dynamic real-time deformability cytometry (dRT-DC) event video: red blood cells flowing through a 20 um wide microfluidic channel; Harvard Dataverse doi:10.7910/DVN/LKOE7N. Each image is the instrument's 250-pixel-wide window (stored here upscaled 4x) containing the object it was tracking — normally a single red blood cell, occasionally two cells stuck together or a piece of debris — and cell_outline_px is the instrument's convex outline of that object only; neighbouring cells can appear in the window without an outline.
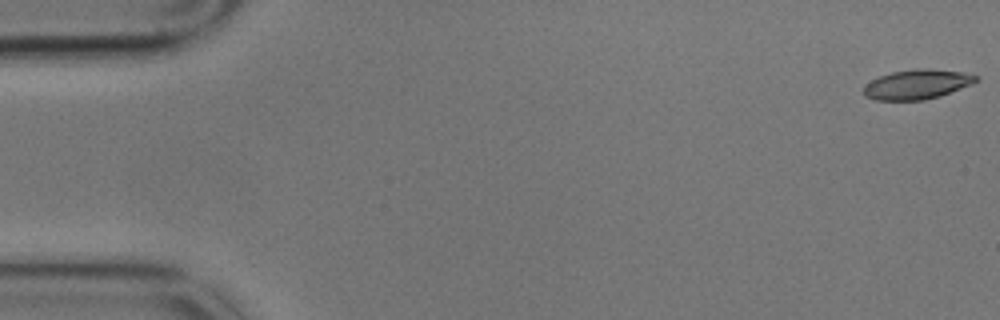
{"species": "common noctule bat (a hibernating species)", "species_latin": "Nyctalus noctula", "temperature_condition": "cold", "stored_images_in_passage": 58, "camera_frame_rate_fps": 3000, "um_per_image_px": 0.085, "animal": {"sex": "male", "body_mass_g": 17.9}, "frame": {"image": 1, "passage_image": 1, "time_ms": 0.0, "image_size_px": [1000, 320], "cell_outline_px": [[980, 80], [972, 84], [940, 96], [924, 100], [876, 100], [864, 96], [864, 84], [880, 76], [892, 72], [916, 68], [928, 68], [964, 72], [980, 76]], "centroid_in_image_um": [77.98, 7.16], "position_along_channel_um": 7.0, "area_um2": 19.59}}
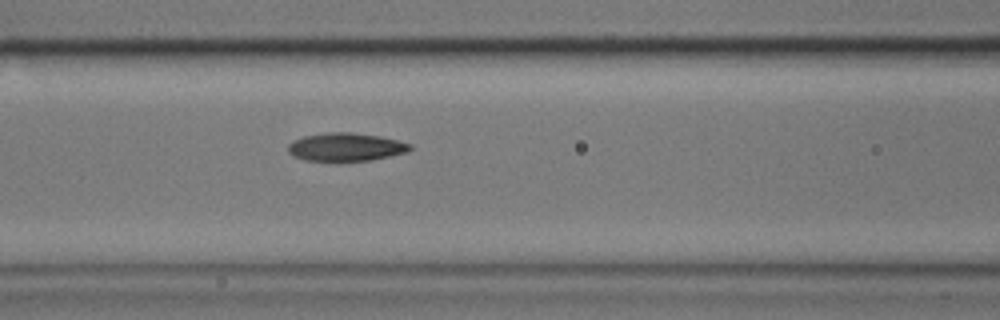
{"frame": {"image": 2, "passage_image": 24, "time_ms": 7.667, "image_size_px": [1000, 320], "cell_outline_px": [[412, 148], [408, 152], [372, 160], [336, 164], [304, 160], [292, 156], [288, 152], [288, 144], [292, 140], [304, 136], [328, 132], [352, 132], [380, 136], [412, 144]], "centroid_in_image_um": [29.35, 12.54], "position_along_channel_um": 137.2, "area_um2": 20.98}}
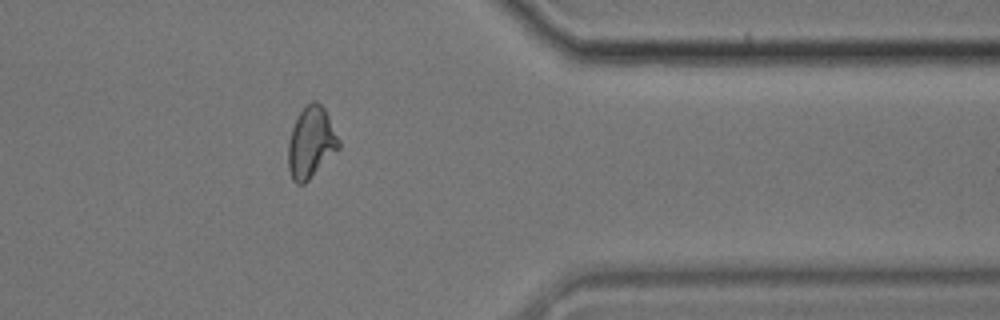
{"frame": {"image": 3, "passage_image": 47, "time_ms": 15.333, "image_size_px": [1000, 320], "cell_outline_px": [[340, 148], [304, 184], [296, 184], [292, 180], [288, 168], [288, 140], [292, 128], [300, 112], [312, 100], [316, 100], [324, 108], [340, 140]], "centroid_in_image_um": [26.43, 12.13], "position_along_channel_um": 385.0, "area_um2": 20.87}, "authors_computed_cell_mechanics": {"area_um2": 20.4323, "velocity_mm_per_s": 3.4309, "shape_relaxation_time_tau1_ms": 5.2964, "shape_relaxation_time_tau2_ms": 4.4796, "deformation_change_tau1": 0.1378, "deformation_change_tau2": 0.1091}}